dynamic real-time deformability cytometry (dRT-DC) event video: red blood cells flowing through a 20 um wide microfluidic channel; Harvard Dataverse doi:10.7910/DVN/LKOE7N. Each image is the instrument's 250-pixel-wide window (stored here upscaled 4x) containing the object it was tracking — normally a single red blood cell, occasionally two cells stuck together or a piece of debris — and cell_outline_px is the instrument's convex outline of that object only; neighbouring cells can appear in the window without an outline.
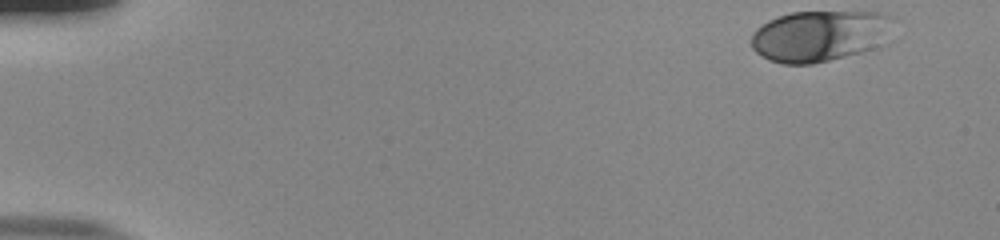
{"species": "human", "species_latin": "Homo sapiens", "temperature_condition": "room temperature", "stored_images_in_passage": 45, "camera_frame_rate_fps": 3000, "um_per_image_px": 0.085, "donor": {"sex": "male"}, "frame": {"image": 1, "passage_image": 1, "time_ms": 0.0, "image_size_px": [1000, 240], "cell_outline_px": [[896, 16], [868, 48], [860, 52], [812, 64], [784, 64], [768, 60], [756, 52], [752, 48], [752, 32], [756, 28], [768, 20], [792, 12], [880, 12]], "centroid_in_image_um": [69.5, 3.03], "position_along_channel_um": 15.5, "area_um2": 40.92}}
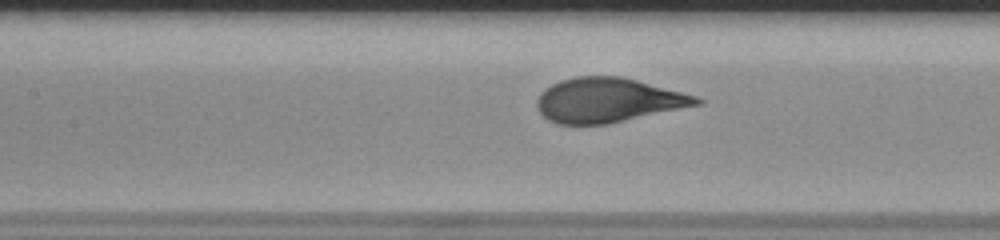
{"frame": {"image": 2, "passage_image": 23, "time_ms": 7.333, "image_size_px": [1000, 240], "cell_outline_px": [[704, 104], [608, 124], [556, 124], [548, 120], [536, 108], [536, 100], [540, 92], [544, 88], [560, 80], [576, 76], [620, 76], [636, 80], [696, 96], [704, 100]], "centroid_in_image_um": [51.66, 8.52], "position_along_channel_um": 155.7, "area_um2": 41.5}}
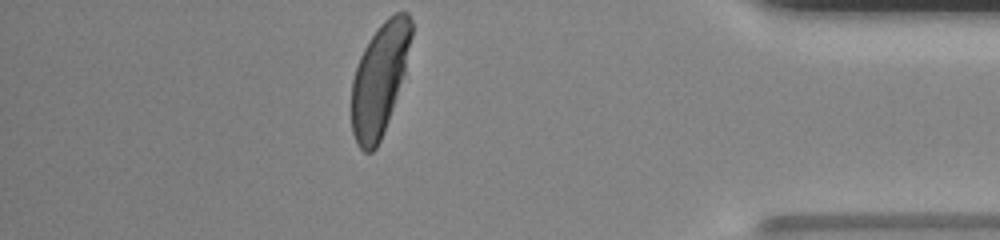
{"frame": {"image": 3, "passage_image": 45, "time_ms": 14.667, "image_size_px": [1000, 240], "cell_outline_px": [[412, 36], [404, 72], [384, 132], [376, 148], [372, 152], [364, 152], [356, 144], [352, 132], [352, 80], [360, 56], [368, 40], [380, 24], [388, 16], [396, 12], [408, 12], [412, 20]], "centroid_in_image_um": [32.25, 6.71], "position_along_channel_um": 402.9, "area_um2": 38.67}, "authors_computed_cell_mechanics": {"area_um2": 41.6738, "velocity_mm_per_s": 3.8059, "shape_relaxation_time_tau1_ms": 3.3509, "shape_relaxation_time_tau2_ms": null, "deformation_change_tau1": 0.1973, "deformation_change_tau2": null}}